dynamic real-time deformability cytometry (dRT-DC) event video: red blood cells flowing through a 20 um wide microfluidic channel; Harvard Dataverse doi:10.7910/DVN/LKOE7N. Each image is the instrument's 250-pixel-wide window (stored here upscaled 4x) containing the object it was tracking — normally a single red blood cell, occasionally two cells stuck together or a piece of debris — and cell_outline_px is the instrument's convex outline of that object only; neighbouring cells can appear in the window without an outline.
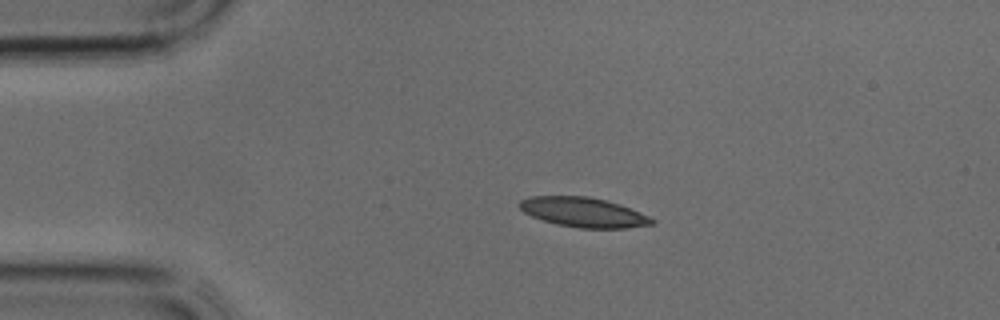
{"species": "common noctule bat (a hibernating species)", "species_latin": "Nyctalus noctula", "temperature_condition": "cold", "stored_images_in_passage": 31, "camera_frame_rate_fps": 3000, "um_per_image_px": 0.085, "animal": {"sex": "male", "body_mass_g": 17.9, "forearm_length_mm": 54.2}, "frame": {"image": 1, "passage_image": 1, "time_ms": 0.0, "image_size_px": [1000, 320], "cell_outline_px": [[656, 220], [652, 224], [624, 228], [580, 228], [556, 224], [532, 216], [524, 212], [516, 204], [520, 200], [532, 196], [588, 196], [620, 204], [640, 212]], "centroid_in_image_um": [49.57, 18.04], "position_along_channel_um": 35.4, "area_um2": 22.77}}
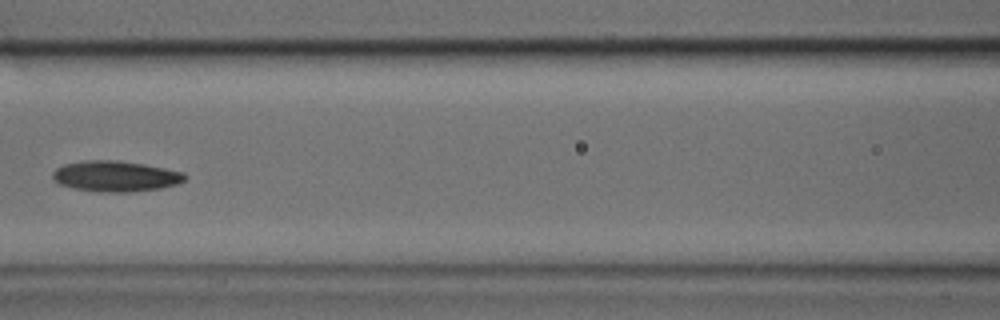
{"frame": {"image": 2, "passage_image": 10, "time_ms": 3.0, "image_size_px": [1000, 320], "cell_outline_px": [[188, 176], [184, 180], [176, 184], [160, 188], [128, 192], [100, 192], [72, 188], [60, 184], [52, 180], [52, 172], [56, 168], [64, 164], [84, 160], [116, 160], [144, 164], [184, 172]], "centroid_in_image_um": [9.79, 14.97], "position_along_channel_um": 156.8, "area_um2": 23.76}}
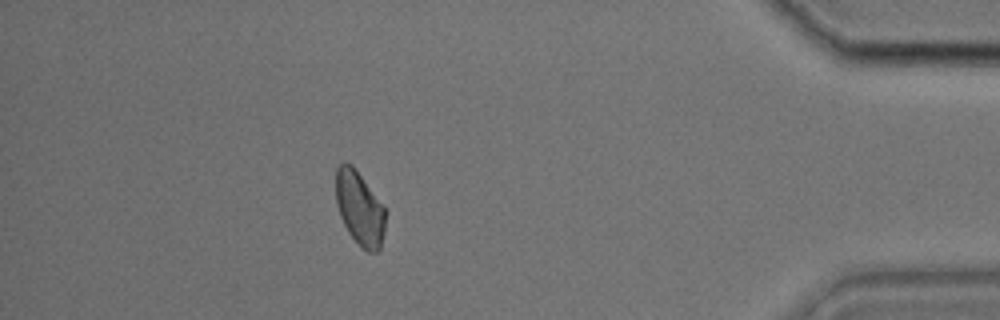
{"frame": {"image": 3, "passage_image": 27, "time_ms": 8.667, "image_size_px": [1000, 320], "cell_outline_px": [[384, 232], [380, 248], [376, 252], [368, 252], [348, 232], [340, 216], [336, 204], [336, 168], [344, 160], [352, 164], [384, 208]], "centroid_in_image_um": [30.53, 17.68], "position_along_channel_um": 404.7, "area_um2": 20.87}}